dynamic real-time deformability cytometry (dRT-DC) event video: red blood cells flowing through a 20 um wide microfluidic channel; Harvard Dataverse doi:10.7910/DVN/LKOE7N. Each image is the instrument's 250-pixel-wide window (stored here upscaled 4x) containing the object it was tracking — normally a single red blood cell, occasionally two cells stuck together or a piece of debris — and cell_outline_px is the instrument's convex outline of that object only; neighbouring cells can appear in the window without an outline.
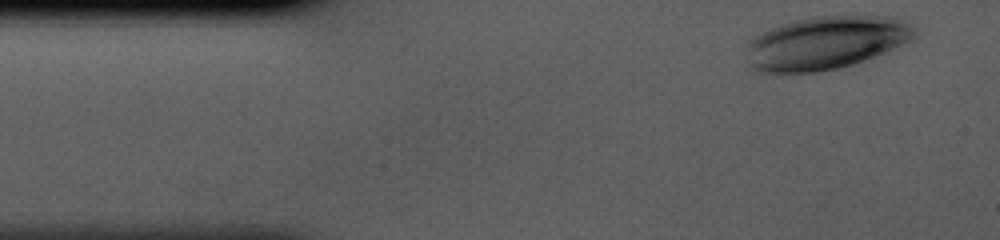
{"species": "human", "species_latin": "Homo sapiens", "temperature_condition": "cold", "stored_images_in_passage": 34, "camera_frame_rate_fps": 3000, "um_per_image_px": 0.085, "donor": {"sex": "male"}, "frame": {"image": 1, "passage_image": 1, "time_ms": 0.0, "image_size_px": [1000, 240], "cell_outline_px": [[916, 36], [912, 40], [884, 52], [852, 64], [836, 68], [816, 72], [756, 72], [748, 68], [748, 40], [768, 28], [792, 20], [812, 16], [892, 16], [908, 24], [916, 32]], "centroid_in_image_um": [70.12, 3.63], "position_along_channel_um": 14.9, "area_um2": 51.96}}
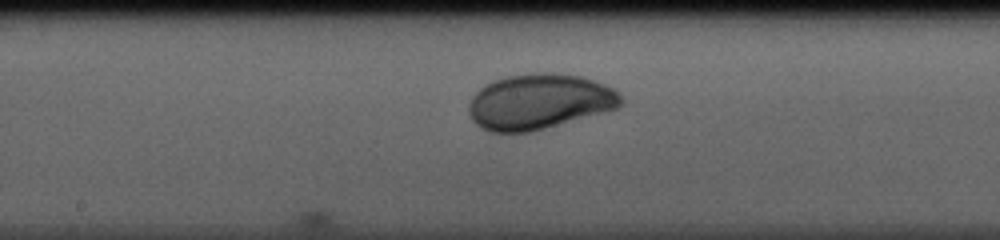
{"frame": {"image": 2, "passage_image": 19, "time_ms": 6.0, "image_size_px": [1000, 240], "cell_outline_px": [[620, 104], [616, 108], [532, 132], [488, 132], [480, 128], [472, 120], [468, 108], [472, 96], [484, 84], [492, 80], [508, 76], [544, 72], [552, 72], [580, 76], [596, 80], [616, 88], [620, 92]], "centroid_in_image_um": [45.82, 8.63], "position_along_channel_um": 202.4, "area_um2": 49.19}}
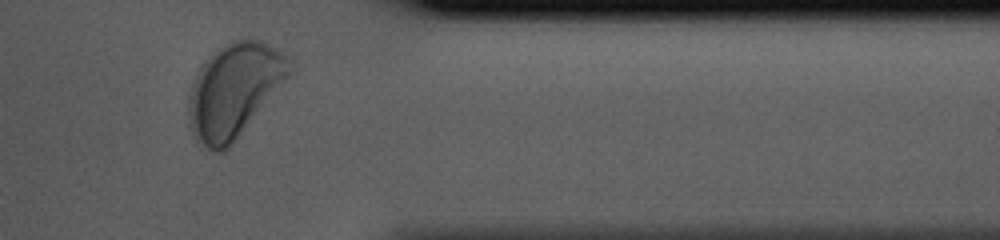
{"frame": {"image": 3, "passage_image": 33, "time_ms": 10.667, "image_size_px": [1000, 240], "cell_outline_px": [[292, 72], [232, 144], [228, 148], [220, 152], [212, 152], [196, 140], [192, 136], [188, 124], [188, 100], [192, 84], [200, 64], [204, 60], [220, 48], [236, 40], [252, 36], [284, 52], [288, 56], [292, 68]], "centroid_in_image_um": [19.88, 7.67], "position_along_channel_um": 391.5, "area_um2": 55.14}}